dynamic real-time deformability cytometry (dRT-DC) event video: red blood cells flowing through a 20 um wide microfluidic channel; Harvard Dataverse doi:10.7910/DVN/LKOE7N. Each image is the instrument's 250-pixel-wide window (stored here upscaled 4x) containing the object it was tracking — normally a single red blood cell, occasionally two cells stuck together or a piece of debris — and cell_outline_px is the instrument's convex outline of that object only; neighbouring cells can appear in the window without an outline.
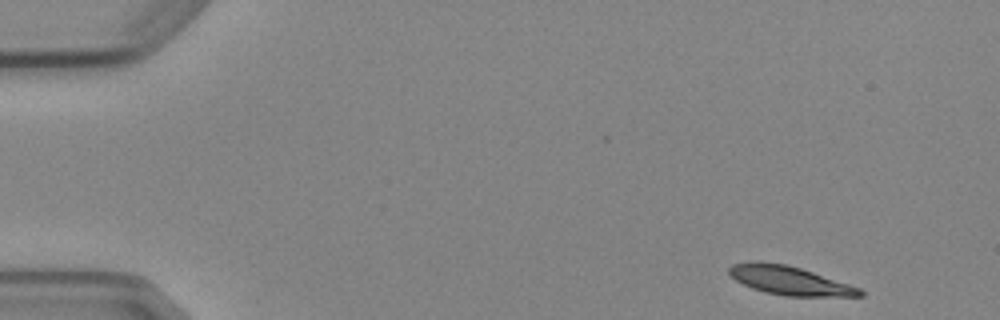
{"species": "Egyptian fruit bat (a non-hibernating species)", "species_latin": "Rousettus aegyptiacus", "temperature_condition": "cold", "stored_images_in_passage": 7, "camera_frame_rate_fps": 3000, "um_per_image_px": 0.085, "animal": {"sex": "female"}, "frame": {"image": 1, "passage_image": 1, "time_ms": 0.0, "image_size_px": [1000, 320], "cell_outline_px": [[864, 296], [784, 296], [764, 292], [752, 288], [736, 280], [728, 272], [728, 268], [732, 264], [756, 260], [760, 260], [788, 264], [860, 288], [864, 292]], "centroid_in_image_um": [67.07, 23.83], "position_along_channel_um": 17.9, "area_um2": 21.91}}
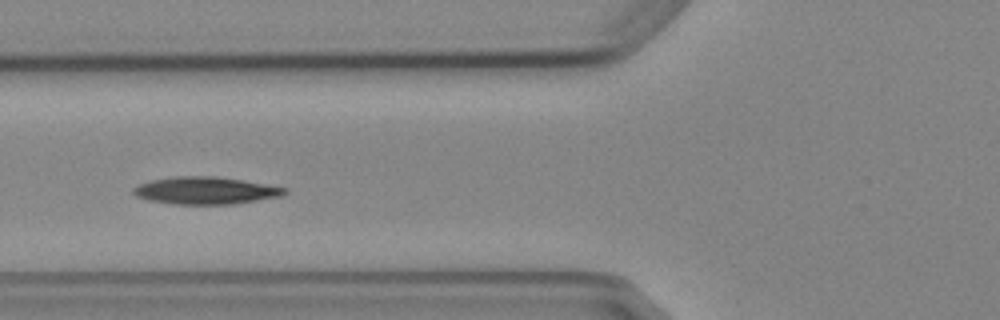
{"frame": {"image": 2, "passage_image": 5, "time_ms": 5.333, "image_size_px": [1000, 320], "cell_outline_px": [[288, 192], [284, 196], [232, 204], [172, 204], [148, 200], [136, 196], [132, 192], [132, 188], [140, 184], [152, 180], [172, 176], [216, 176], [288, 188]], "centroid_in_image_um": [17.47, 16.2], "position_along_channel_um": 108.3, "area_um2": 24.1}}
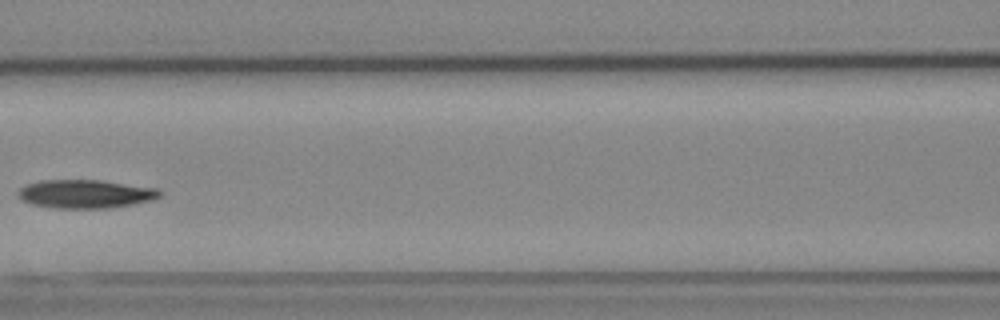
{"frame": {"image": 3, "passage_image": 6, "time_ms": 6.667, "image_size_px": [1000, 320], "cell_outline_px": [[164, 192], [160, 196], [152, 200], [132, 204], [108, 208], [52, 208], [32, 204], [16, 196], [16, 192], [20, 188], [28, 184], [40, 180], [100, 180], [156, 188]], "centroid_in_image_um": [7.25, 16.48], "position_along_channel_um": 159.4, "area_um2": 23.52}}